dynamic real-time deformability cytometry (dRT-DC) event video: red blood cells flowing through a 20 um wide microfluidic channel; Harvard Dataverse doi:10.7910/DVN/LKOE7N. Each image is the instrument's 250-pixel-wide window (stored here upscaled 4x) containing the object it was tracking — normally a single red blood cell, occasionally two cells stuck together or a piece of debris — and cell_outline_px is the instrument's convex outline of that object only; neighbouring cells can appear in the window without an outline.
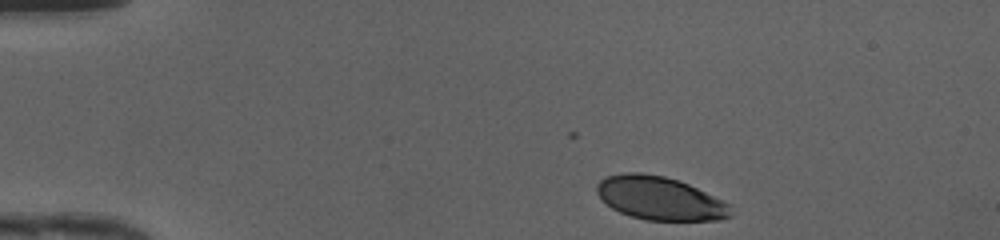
{"species": "human", "species_latin": "Homo sapiens", "temperature_condition": "cold", "stored_images_in_passage": 36, "camera_frame_rate_fps": 3000, "um_per_image_px": 0.085, "donor": {"sex": "female"}, "frame": {"image": 1, "passage_image": 1, "time_ms": 0.0, "image_size_px": [1000, 240], "cell_outline_px": [[732, 216], [720, 220], [644, 220], [620, 212], [612, 208], [596, 192], [596, 184], [604, 176], [628, 172], [640, 172], [664, 176], [688, 184], [728, 204]], "centroid_in_image_um": [56.04, 16.85], "position_along_channel_um": 29.0, "area_um2": 33.41}}
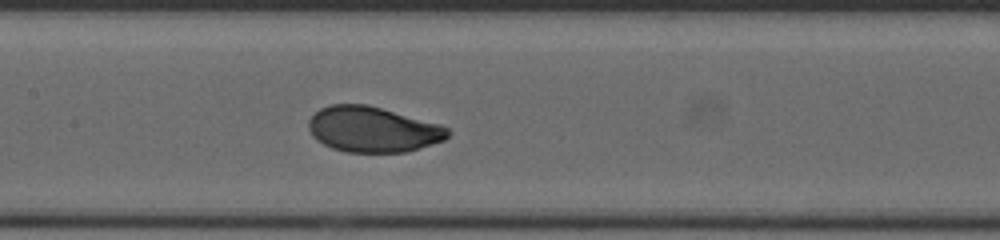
{"frame": {"image": 2, "passage_image": 17, "time_ms": 5.333, "image_size_px": [1000, 240], "cell_outline_px": [[448, 136], [444, 140], [404, 152], [344, 152], [332, 148], [316, 140], [312, 136], [308, 128], [308, 120], [320, 108], [332, 104], [368, 104], [440, 124], [448, 128]], "centroid_in_image_um": [31.64, 10.99], "position_along_channel_um": 175.8, "area_um2": 36.82}}
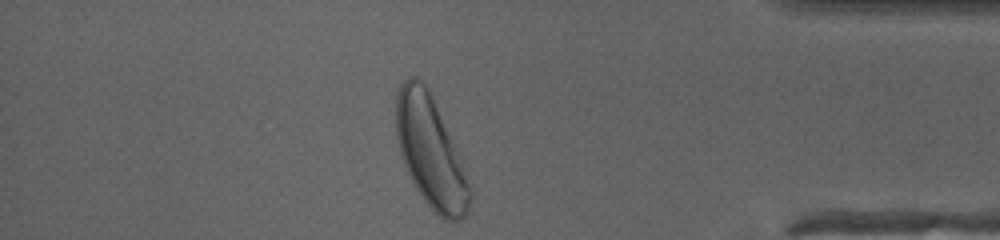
{"frame": {"image": 3, "passage_image": 35, "time_ms": 11.333, "image_size_px": [1000, 240], "cell_outline_px": [[472, 196], [468, 212], [460, 220], [444, 220], [424, 200], [416, 188], [404, 164], [400, 152], [396, 136], [396, 96], [400, 84], [408, 76], [416, 76], [428, 88], [432, 96], [472, 188]], "centroid_in_image_um": [36.58, 12.91], "position_along_channel_um": 398.6, "area_um2": 46.93}, "authors_computed_cell_mechanics": {"area_um2": 36.703, "velocity_mm_per_s": 4.2027, "shape_relaxation_time_tau1_ms": 2.655, "shape_relaxation_time_tau2_ms": null, "deformation_change_tau1": 0.1457, "deformation_change_tau2": null}}